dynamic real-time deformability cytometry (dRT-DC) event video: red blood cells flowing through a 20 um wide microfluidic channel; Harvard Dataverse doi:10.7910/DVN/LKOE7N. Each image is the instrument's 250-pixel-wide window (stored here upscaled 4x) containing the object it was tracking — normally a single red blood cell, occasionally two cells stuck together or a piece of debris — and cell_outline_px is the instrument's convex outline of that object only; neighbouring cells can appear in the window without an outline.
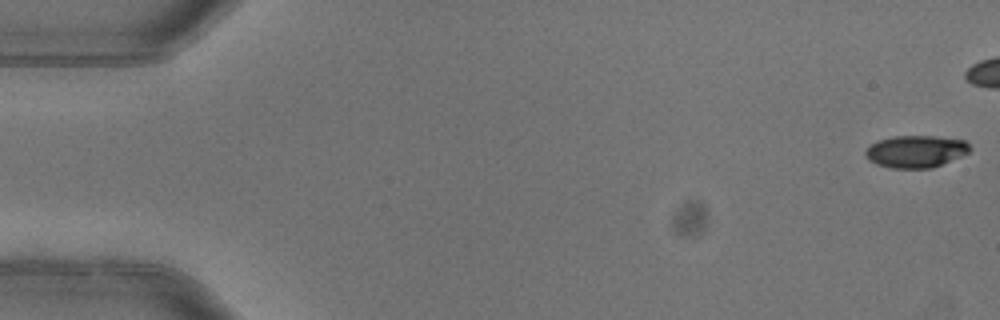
{"species": "common noctule bat (a hibernating species)", "species_latin": "Nyctalus noctula", "temperature_condition": "warm", "stored_images_in_passage": 5, "camera_frame_rate_fps": 3000, "um_per_image_px": 0.085, "animal": {"sex": "female"}, "frame": {"image": 1, "passage_image": 1, "time_ms": 0.0, "image_size_px": [1000, 320], "cell_outline_px": [[972, 148], [968, 152], [960, 156], [932, 168], [892, 168], [876, 164], [868, 160], [864, 152], [872, 144], [880, 140], [896, 136], [936, 136], [964, 140]], "centroid_in_image_um": [77.84, 12.87], "position_along_channel_um": 7.2, "area_um2": 19.36}}
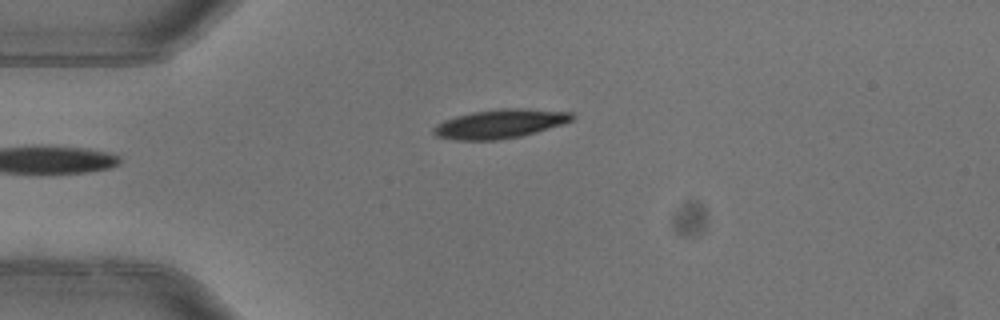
{"frame": {"image": 2, "passage_image": 5, "time_ms": 1.333, "image_size_px": [1000, 320], "cell_outline_px": [[576, 116], [572, 120], [536, 132], [520, 136], [496, 140], [452, 140], [436, 136], [432, 132], [432, 128], [436, 124], [444, 120], [456, 116], [472, 112], [500, 108], [524, 108], [572, 112]], "centroid_in_image_um": [42.46, 10.52], "position_along_channel_um": 42.5, "area_um2": 23.41}}